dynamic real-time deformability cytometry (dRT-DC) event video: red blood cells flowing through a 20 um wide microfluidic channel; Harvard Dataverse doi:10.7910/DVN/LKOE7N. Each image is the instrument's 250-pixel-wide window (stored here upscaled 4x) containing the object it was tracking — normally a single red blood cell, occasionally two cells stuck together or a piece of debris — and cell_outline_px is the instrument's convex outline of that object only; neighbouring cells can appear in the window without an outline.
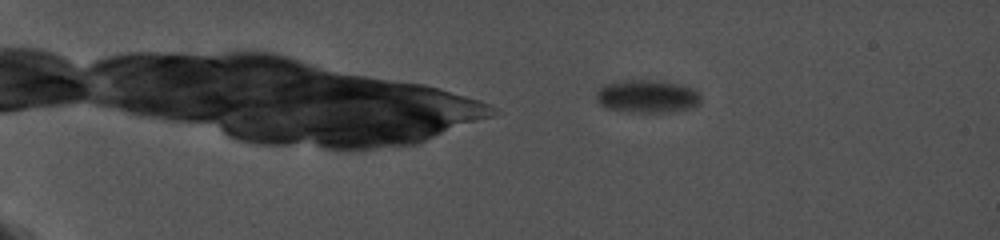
{"species": "common noctule bat (a hibernating species)", "species_latin": "Nyctalus noctula", "temperature_condition": "cold", "stored_images_in_passage": 38, "camera_frame_rate_fps": 5000, "um_per_image_px": 0.085, "animal": {"sex": "female", "body_mass_g": 19.0, "forearm_length_mm": 56.7}, "frame": {"image": 1, "passage_image": 10, "time_ms": 3.8, "image_size_px": [1000, 240], "cell_outline_px": [[700, 104], [692, 108], [672, 112], [624, 112], [608, 108], [600, 104], [596, 100], [596, 92], [604, 84], [620, 80], [652, 80], [680, 84], [692, 88], [700, 96]], "centroid_in_image_um": [54.99, 8.2], "position_along_channel_um": 30.0, "area_um2": 20.23}}
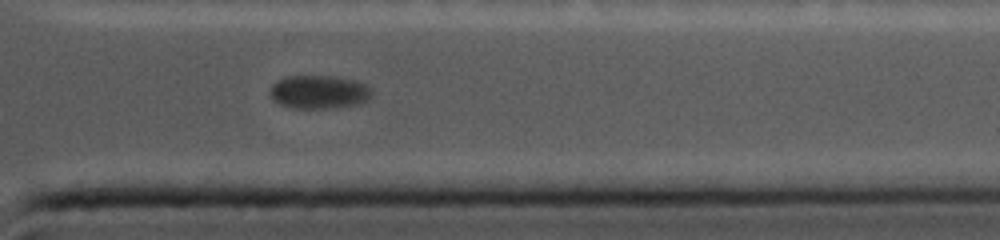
{"frame": {"image": 2, "passage_image": 36, "time_ms": 17.4, "image_size_px": [1000, 240], "cell_outline_px": [[372, 92], [368, 100], [360, 104], [324, 108], [300, 108], [280, 104], [272, 100], [272, 84], [276, 80], [284, 76], [328, 76], [356, 80], [364, 84]], "centroid_in_image_um": [27.11, 7.81], "position_along_channel_um": 384.3, "area_um2": 19.54}}
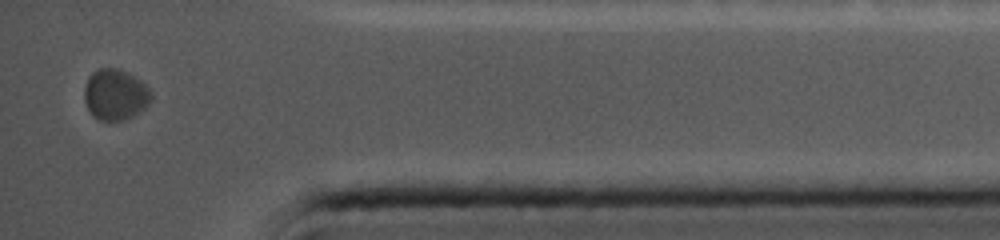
{"frame": {"image": 3, "passage_image": 38, "time_ms": 18.8, "image_size_px": [1000, 240], "cell_outline_px": [[152, 100], [140, 112], [124, 120], [100, 120], [88, 108], [84, 100], [84, 88], [88, 76], [92, 72], [100, 68], [116, 68], [128, 72], [140, 80], [152, 92]], "centroid_in_image_um": [9.81, 8.02], "position_along_channel_um": 425.4, "area_um2": 19.77}, "authors_computed_cell_mechanics": {"area_um2": 21.2126, "velocity_mm_per_s": 3.4985, "shape_relaxation_time_tau1_ms": 0.0912, "shape_relaxation_time_tau2_ms": null, "deformation_change_tau1": 0.0251, "deformation_change_tau2": null}}